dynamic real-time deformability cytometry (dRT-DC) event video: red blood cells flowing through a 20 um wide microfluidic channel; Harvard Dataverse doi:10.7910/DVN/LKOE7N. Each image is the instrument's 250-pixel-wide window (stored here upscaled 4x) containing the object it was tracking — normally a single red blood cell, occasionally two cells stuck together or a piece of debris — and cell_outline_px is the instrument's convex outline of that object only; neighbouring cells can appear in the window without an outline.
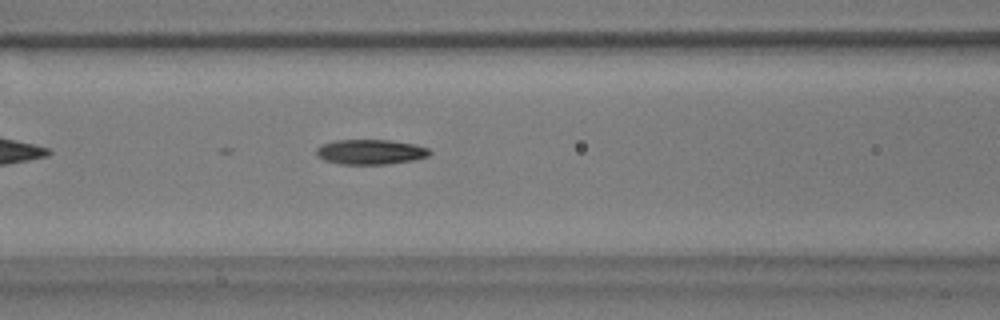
{"species": "common noctule bat (a hibernating species)", "species_latin": "Nyctalus noctula", "temperature_condition": "warm", "stored_images_in_passage": 20, "camera_frame_rate_fps": 3000, "um_per_image_px": 0.085, "animal": {"sex": "male", "body_mass_g": 17.9}, "frame": {"image": 1, "passage_image": 11, "time_ms": 3.333, "image_size_px": [1000, 320], "cell_outline_px": [[432, 152], [428, 156], [412, 160], [388, 164], [340, 164], [324, 160], [316, 156], [316, 148], [320, 144], [332, 140], [388, 140], [412, 144], [428, 148]], "centroid_in_image_um": [31.43, 12.91], "position_along_channel_um": 135.2, "area_um2": 16.53}}